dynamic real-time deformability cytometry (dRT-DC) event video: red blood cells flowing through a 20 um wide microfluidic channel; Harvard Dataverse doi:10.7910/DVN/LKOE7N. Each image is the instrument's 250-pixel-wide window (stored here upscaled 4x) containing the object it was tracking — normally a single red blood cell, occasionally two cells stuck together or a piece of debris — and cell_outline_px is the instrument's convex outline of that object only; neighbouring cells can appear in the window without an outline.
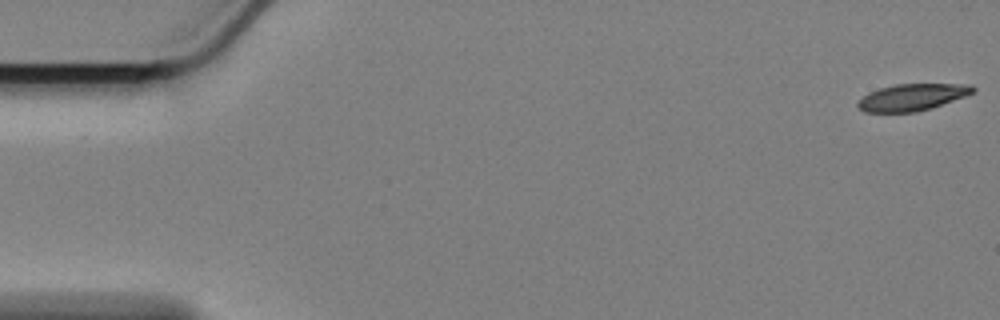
{"species": "Egyptian fruit bat (a non-hibernating species)", "species_latin": "Rousettus aegyptiacus", "temperature_condition": "cold", "stored_images_in_passage": 46, "camera_frame_rate_fps": 3000, "um_per_image_px": 0.085, "animal": {"sex": "female"}, "frame": {"image": 1, "passage_image": 1, "time_ms": 0.0, "image_size_px": [1000, 320], "cell_outline_px": [[976, 88], [972, 92], [964, 96], [932, 108], [916, 112], [864, 112], [856, 104], [868, 92], [880, 88], [896, 84], [972, 84]], "centroid_in_image_um": [77.53, 8.26], "position_along_channel_um": 7.5, "area_um2": 17.8}}
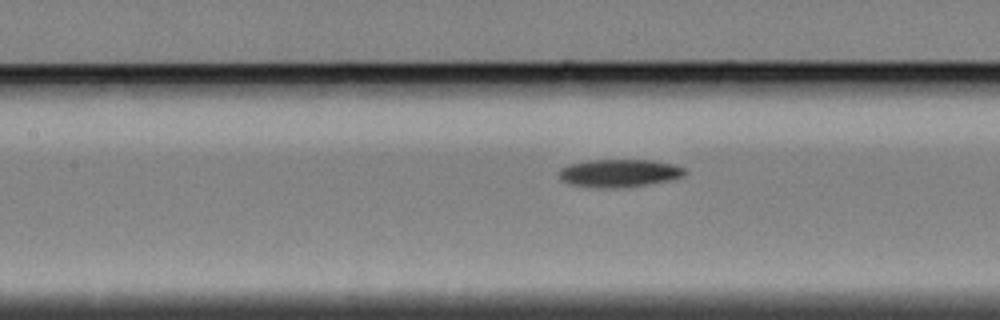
{"frame": {"image": 2, "passage_image": 26, "time_ms": 8.333, "image_size_px": [1000, 320], "cell_outline_px": [[688, 172], [684, 176], [668, 180], [648, 184], [616, 188], [596, 188], [568, 184], [560, 176], [560, 168], [568, 164], [588, 160], [652, 160], [672, 164], [684, 168]], "centroid_in_image_um": [52.63, 14.71], "position_along_channel_um": 154.8, "area_um2": 20.4}}
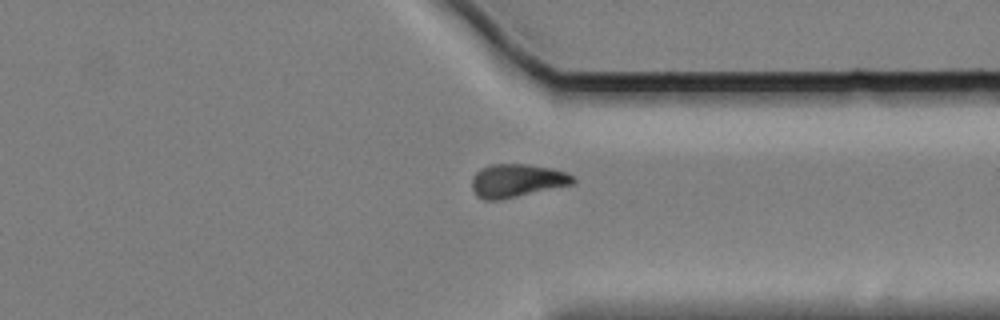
{"frame": {"image": 3, "passage_image": 45, "time_ms": 14.667, "image_size_px": [1000, 320], "cell_outline_px": [[576, 184], [496, 200], [484, 200], [476, 196], [472, 188], [472, 176], [480, 168], [492, 164], [528, 164], [552, 168], [568, 172], [576, 180]], "centroid_in_image_um": [43.95, 15.34], "position_along_channel_um": 367.5, "area_um2": 19.71}}